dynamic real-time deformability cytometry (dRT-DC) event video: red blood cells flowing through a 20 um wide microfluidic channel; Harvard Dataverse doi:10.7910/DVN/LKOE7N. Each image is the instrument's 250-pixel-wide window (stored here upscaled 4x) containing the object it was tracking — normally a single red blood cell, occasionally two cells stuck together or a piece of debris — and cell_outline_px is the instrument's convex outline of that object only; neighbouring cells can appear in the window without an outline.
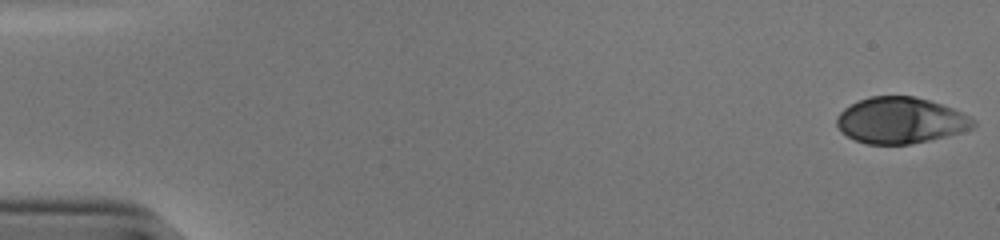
{"species": "human", "species_latin": "Homo sapiens", "temperature_condition": "cold", "stored_images_in_passage": 54, "camera_frame_rate_fps": 3000, "um_per_image_px": 0.085, "donor": {"sex": "male"}, "frame": {"image": 1, "passage_image": 1, "time_ms": 0.0, "image_size_px": [1000, 240], "cell_outline_px": [[976, 124], [972, 128], [960, 132], [928, 140], [908, 144], [868, 144], [856, 140], [840, 132], [836, 124], [836, 116], [844, 108], [860, 100], [872, 96], [912, 96], [928, 100], [952, 108], [976, 120]], "centroid_in_image_um": [76.51, 10.23], "position_along_channel_um": 8.5, "area_um2": 36.36}}
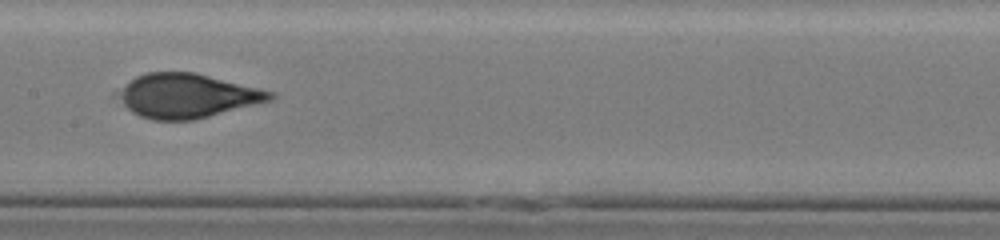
{"frame": {"image": 2, "passage_image": 28, "time_ms": 9.0, "image_size_px": [1000, 240], "cell_outline_px": [[276, 96], [272, 100], [196, 120], [152, 120], [140, 116], [132, 112], [124, 104], [124, 88], [136, 76], [148, 72], [196, 72], [276, 92]], "centroid_in_image_um": [16.04, 8.14], "position_along_channel_um": 191.4, "area_um2": 38.55}}
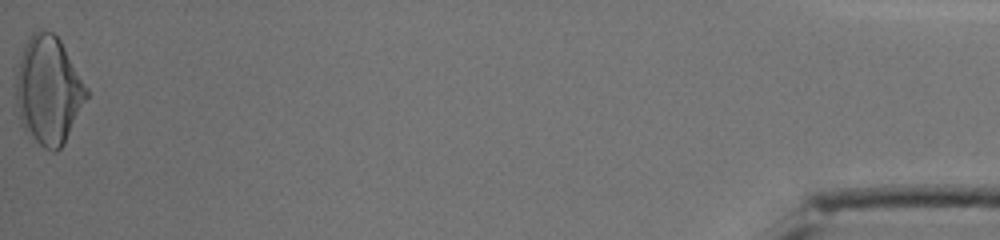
{"frame": {"image": 3, "passage_image": 54, "time_ms": 17.667, "image_size_px": [1000, 240], "cell_outline_px": [[88, 96], [64, 144], [56, 152], [52, 152], [44, 148], [28, 136], [20, 124], [16, 104], [16, 76], [20, 56], [24, 44], [32, 32], [44, 28], [52, 32], [60, 40], [88, 88]], "centroid_in_image_um": [4.1, 7.69], "position_along_channel_um": 431.1, "area_um2": 44.74}, "authors_computed_cell_mechanics": {"area_um2": 38.437, "velocity_mm_per_s": 3.8324, "shape_relaxation_time_tau1_ms": 5.453, "shape_relaxation_time_tau2_ms": null, "deformation_change_tau1": 0.2109, "deformation_change_tau2": null}}